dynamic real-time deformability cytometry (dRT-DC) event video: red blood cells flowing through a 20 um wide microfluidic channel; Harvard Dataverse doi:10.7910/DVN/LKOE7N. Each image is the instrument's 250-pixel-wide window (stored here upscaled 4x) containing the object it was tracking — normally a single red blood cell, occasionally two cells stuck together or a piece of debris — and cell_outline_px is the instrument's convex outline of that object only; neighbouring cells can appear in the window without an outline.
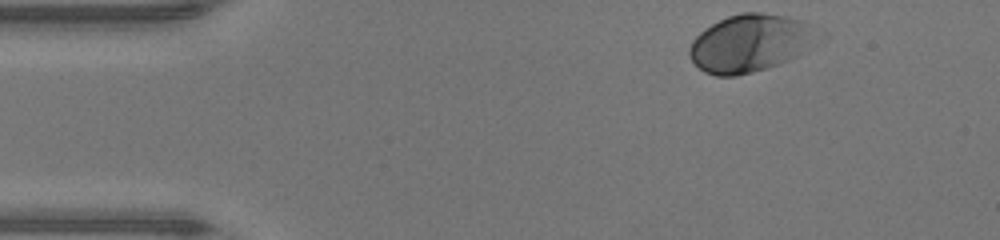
{"species": "human", "species_latin": "Homo sapiens", "temperature_condition": "warm", "stored_images_in_passage": 43, "camera_frame_rate_fps": 3000, "um_per_image_px": 0.085, "donor": {"sex": "male"}, "frame": {"image": 1, "passage_image": 1, "time_ms": 0.0, "image_size_px": [1000, 240], "cell_outline_px": [[828, 36], [796, 56], [780, 64], [752, 72], [736, 76], [716, 76], [704, 72], [688, 56], [688, 48], [692, 40], [704, 28], [728, 16], [740, 12], [760, 12], [788, 16], [812, 24], [828, 32]], "centroid_in_image_um": [63.88, 3.64], "position_along_channel_um": 21.1, "area_um2": 44.16}}
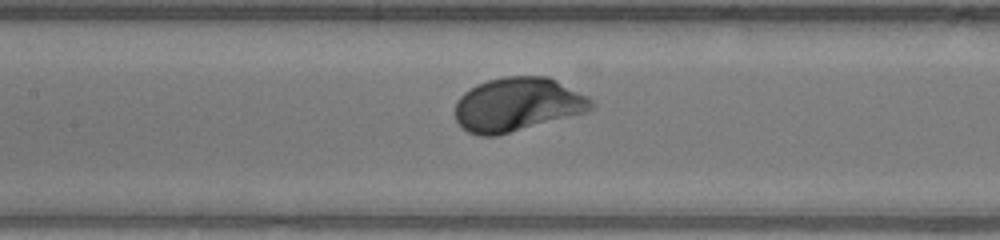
{"frame": {"image": 2, "passage_image": 17, "time_ms": 5.333, "image_size_px": [1000, 240], "cell_outline_px": [[596, 108], [588, 112], [496, 136], [480, 136], [468, 132], [456, 120], [456, 100], [464, 92], [476, 84], [488, 80], [504, 76], [548, 76], [588, 96], [596, 104]], "centroid_in_image_um": [44.02, 8.88], "position_along_channel_um": 163.4, "area_um2": 42.95}}
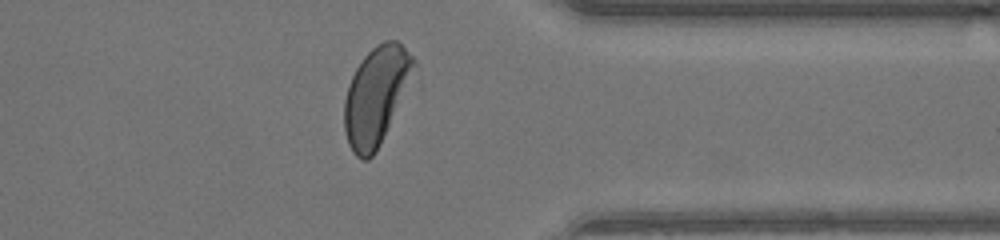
{"frame": {"image": 3, "passage_image": 33, "time_ms": 10.667, "image_size_px": [1000, 240], "cell_outline_px": [[416, 64], [388, 124], [372, 156], [368, 160], [360, 160], [352, 152], [348, 144], [344, 128], [344, 100], [348, 84], [356, 68], [364, 56], [376, 44], [384, 40], [396, 40], [416, 60]], "centroid_in_image_um": [31.89, 8.1], "position_along_channel_um": 379.5, "area_um2": 38.15}, "authors_computed_cell_mechanics": {"area_um2": 42.3674, "velocity_mm_per_s": 4.2252, "shape_relaxation_time_tau1_ms": 1.3345, "shape_relaxation_time_tau2_ms": null, "deformation_change_tau1": 0.1248, "deformation_change_tau2": null}}